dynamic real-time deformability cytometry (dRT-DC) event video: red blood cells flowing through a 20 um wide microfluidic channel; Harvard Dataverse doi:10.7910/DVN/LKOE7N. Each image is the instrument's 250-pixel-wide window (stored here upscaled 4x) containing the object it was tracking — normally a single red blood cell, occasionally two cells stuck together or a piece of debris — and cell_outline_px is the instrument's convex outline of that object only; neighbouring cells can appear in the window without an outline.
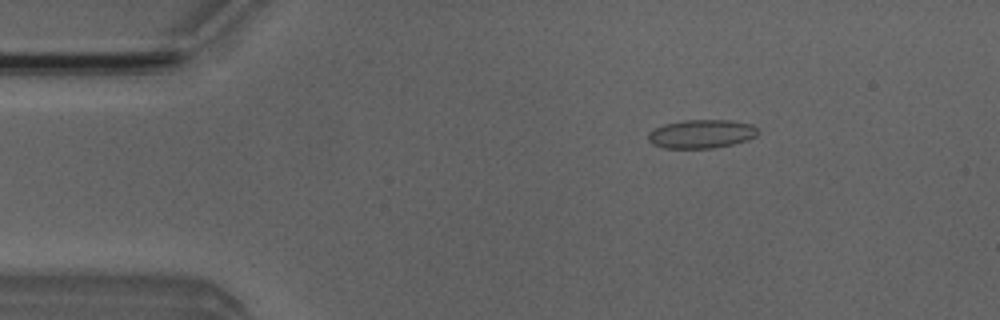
{"species": "Egyptian fruit bat (a non-hibernating species)", "species_latin": "Rousettus aegyptiacus", "temperature_condition": "room temperature", "stored_images_in_passage": 5, "camera_frame_rate_fps": 3000, "um_per_image_px": 0.085, "animal": {"sex": "male"}, "frame": {"image": 1, "passage_image": 3, "time_ms": 2.333, "image_size_px": [1000, 320], "cell_outline_px": [[760, 132], [756, 136], [748, 140], [732, 144], [712, 148], [664, 148], [652, 144], [648, 140], [648, 132], [664, 124], [684, 120], [732, 120], [752, 124]], "centroid_in_image_um": [59.63, 11.38], "position_along_channel_um": 25.4, "area_um2": 18.38}}